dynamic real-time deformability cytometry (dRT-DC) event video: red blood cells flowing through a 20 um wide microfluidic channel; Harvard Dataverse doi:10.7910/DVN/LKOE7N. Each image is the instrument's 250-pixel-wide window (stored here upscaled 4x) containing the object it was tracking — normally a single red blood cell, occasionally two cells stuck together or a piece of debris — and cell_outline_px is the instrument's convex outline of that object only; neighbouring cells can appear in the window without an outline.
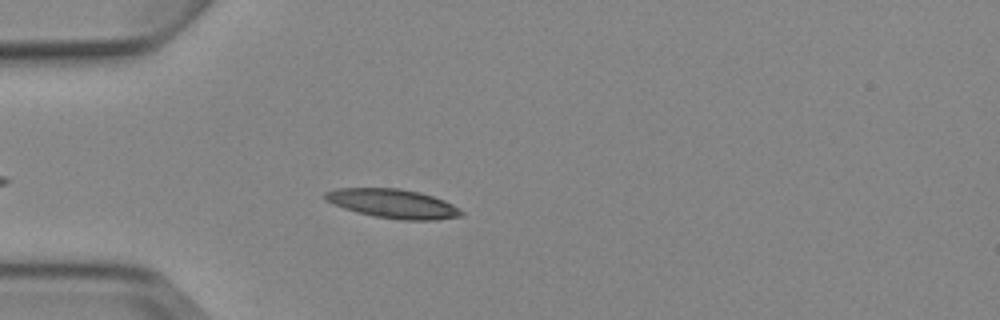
{"species": "Egyptian fruit bat (a non-hibernating species)", "species_latin": "Rousettus aegyptiacus", "temperature_condition": "cold", "stored_images_in_passage": 5, "camera_frame_rate_fps": 3000, "um_per_image_px": 0.085, "animal": {"sex": "female"}, "frame": {"image": 1, "passage_image": 4, "time_ms": 4.333, "image_size_px": [1000, 320], "cell_outline_px": [[464, 212], [460, 216], [436, 220], [400, 220], [376, 216], [356, 212], [344, 208], [324, 200], [324, 192], [336, 188], [396, 188], [420, 192], [444, 200], [452, 204]], "centroid_in_image_um": [33.38, 17.3], "position_along_channel_um": 51.6, "area_um2": 23.0}}